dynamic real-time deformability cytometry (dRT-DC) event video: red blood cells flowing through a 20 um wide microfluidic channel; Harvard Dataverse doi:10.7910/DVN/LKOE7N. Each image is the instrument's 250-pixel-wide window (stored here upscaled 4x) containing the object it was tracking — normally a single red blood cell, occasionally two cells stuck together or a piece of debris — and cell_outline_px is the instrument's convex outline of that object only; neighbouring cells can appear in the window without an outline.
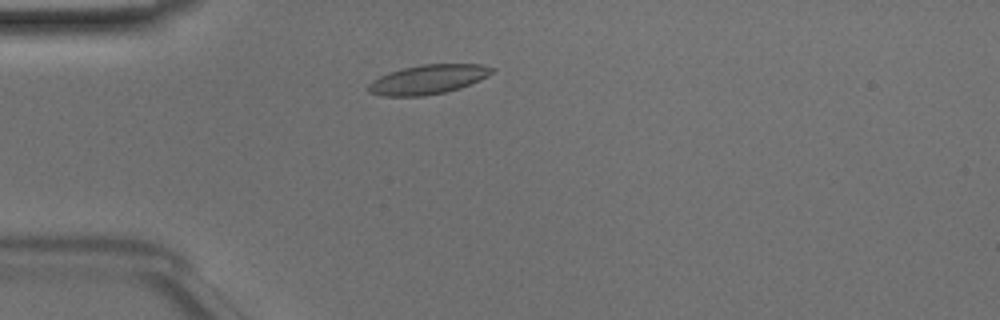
{"species": "Egyptian fruit bat (a non-hibernating species)", "species_latin": "Rousettus aegyptiacus", "temperature_condition": "room temperature", "stored_images_in_passage": 43, "camera_frame_rate_fps": 3000, "um_per_image_px": 0.085, "animal": {"sex": "male"}, "frame": {"image": 1, "passage_image": 7, "time_ms": 2.0, "image_size_px": [1000, 320], "cell_outline_px": [[496, 68], [488, 76], [480, 80], [460, 88], [444, 92], [424, 96], [380, 96], [368, 92], [368, 84], [372, 80], [380, 76], [404, 68], [424, 64], [480, 64]], "centroid_in_image_um": [36.39, 6.76], "position_along_channel_um": 48.6, "area_um2": 21.04}}
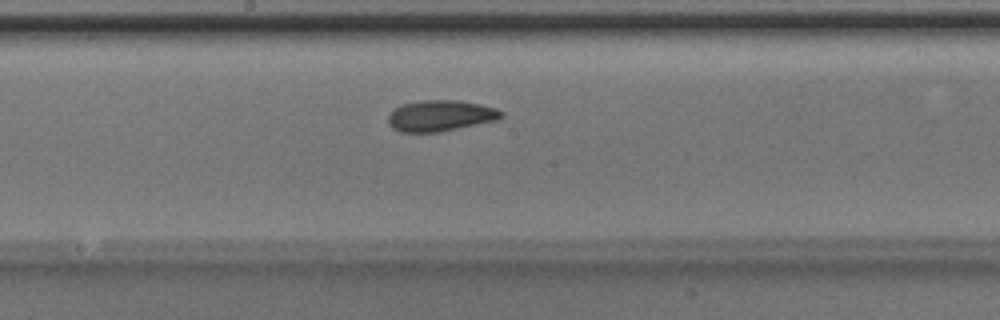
{"frame": {"image": 2, "passage_image": 20, "time_ms": 6.333, "image_size_px": [1000, 320], "cell_outline_px": [[504, 116], [500, 120], [440, 132], [400, 132], [392, 128], [388, 124], [388, 116], [396, 108], [404, 104], [420, 100], [460, 100], [480, 104], [496, 108], [504, 112]], "centroid_in_image_um": [37.49, 9.84], "position_along_channel_um": 210.7, "area_um2": 20.69}}
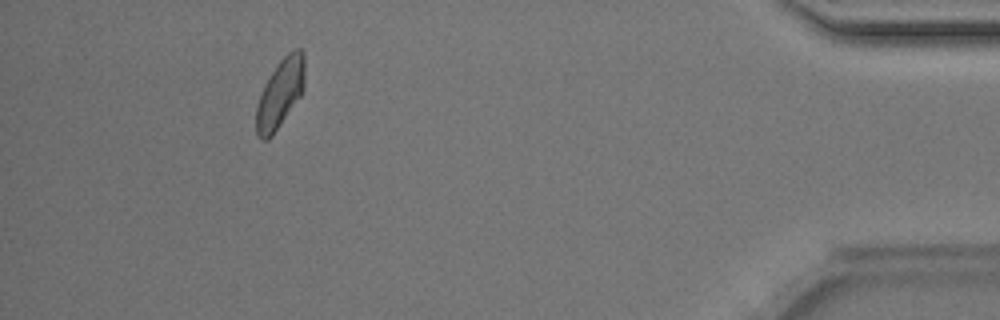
{"frame": {"image": 3, "passage_image": 39, "time_ms": 12.667, "image_size_px": [1000, 320], "cell_outline_px": [[304, 88], [300, 96], [272, 136], [268, 140], [260, 140], [256, 136], [256, 108], [264, 84], [280, 60], [292, 48], [300, 48], [304, 52]], "centroid_in_image_um": [23.81, 7.94], "position_along_channel_um": 411.4, "area_um2": 19.42}, "authors_computed_cell_mechanics": {"area_um2": 19.8254, "velocity_mm_per_s": 4.0905, "shape_relaxation_time_tau1_ms": 4.1269, "shape_relaxation_time_tau2_ms": 2.4835, "deformation_change_tau1": 0.109, "deformation_change_tau2": 0.0905}}